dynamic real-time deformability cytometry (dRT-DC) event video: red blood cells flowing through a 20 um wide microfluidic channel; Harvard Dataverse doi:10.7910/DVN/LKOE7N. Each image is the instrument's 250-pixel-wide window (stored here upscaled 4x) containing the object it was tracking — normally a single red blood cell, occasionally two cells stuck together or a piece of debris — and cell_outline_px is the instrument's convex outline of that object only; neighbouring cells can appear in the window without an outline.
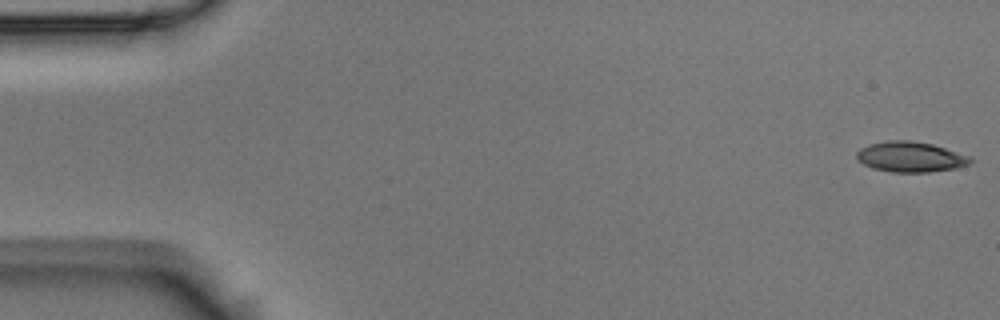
{"species": "Egyptian fruit bat (a non-hibernating species)", "species_latin": "Rousettus aegyptiacus", "temperature_condition": "room temperature", "stored_images_in_passage": 5, "camera_frame_rate_fps": 3000, "um_per_image_px": 0.085, "animal": {"sex": "male"}, "frame": {"image": 1, "passage_image": 1, "time_ms": 0.0, "image_size_px": [1000, 320], "cell_outline_px": [[972, 160], [968, 164], [956, 168], [928, 172], [892, 172], [872, 168], [864, 164], [856, 156], [856, 152], [860, 148], [868, 144], [888, 140], [912, 140], [932, 144], [968, 156]], "centroid_in_image_um": [77.34, 13.33], "position_along_channel_um": 7.7, "area_um2": 19.94}}
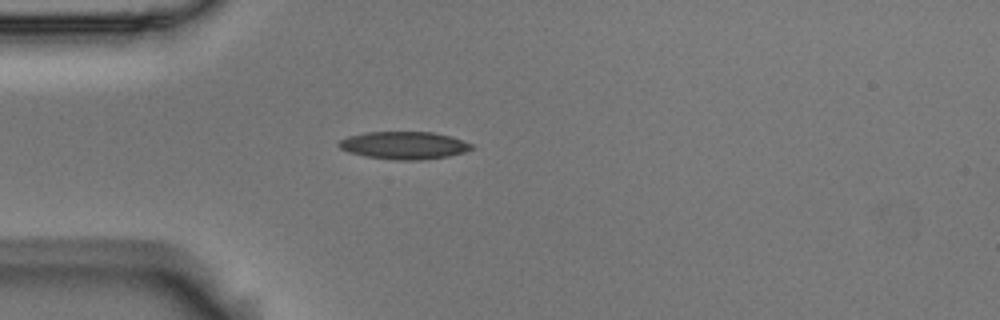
{"frame": {"image": 2, "passage_image": 4, "time_ms": 1.0, "image_size_px": [1000, 320], "cell_outline_px": [[476, 148], [464, 152], [448, 156], [420, 160], [396, 160], [364, 156], [348, 152], [340, 148], [336, 144], [340, 140], [348, 136], [364, 132], [432, 132], [452, 136], [472, 144]], "centroid_in_image_um": [34.34, 12.35], "position_along_channel_um": 50.7, "area_um2": 21.5}}